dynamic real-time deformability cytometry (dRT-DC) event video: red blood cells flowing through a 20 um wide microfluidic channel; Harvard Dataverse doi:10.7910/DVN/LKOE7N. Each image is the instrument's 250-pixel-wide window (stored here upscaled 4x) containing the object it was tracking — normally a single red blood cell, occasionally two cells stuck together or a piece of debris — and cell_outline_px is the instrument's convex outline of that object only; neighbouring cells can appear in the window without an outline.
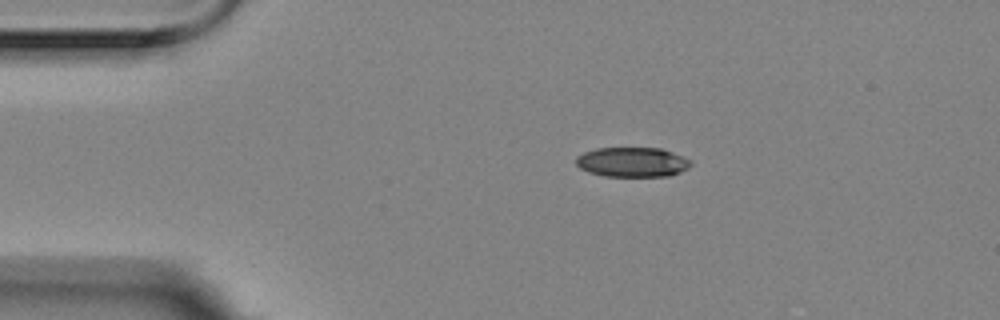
{"species": "Egyptian fruit bat (a non-hibernating species)", "species_latin": "Rousettus aegyptiacus", "temperature_condition": "room temperature", "stored_images_in_passage": 3, "camera_frame_rate_fps": 3000, "um_per_image_px": 0.085, "animal": {"sex": "female"}, "frame": {"image": 1, "passage_image": 1, "time_ms": 0.0, "image_size_px": [1000, 320], "cell_outline_px": [[692, 164], [688, 168], [680, 172], [668, 176], [604, 176], [588, 172], [580, 168], [576, 164], [576, 156], [584, 152], [596, 148], [660, 148], [672, 152], [692, 160]], "centroid_in_image_um": [53.74, 13.78], "position_along_channel_um": 31.3, "area_um2": 19.94}}